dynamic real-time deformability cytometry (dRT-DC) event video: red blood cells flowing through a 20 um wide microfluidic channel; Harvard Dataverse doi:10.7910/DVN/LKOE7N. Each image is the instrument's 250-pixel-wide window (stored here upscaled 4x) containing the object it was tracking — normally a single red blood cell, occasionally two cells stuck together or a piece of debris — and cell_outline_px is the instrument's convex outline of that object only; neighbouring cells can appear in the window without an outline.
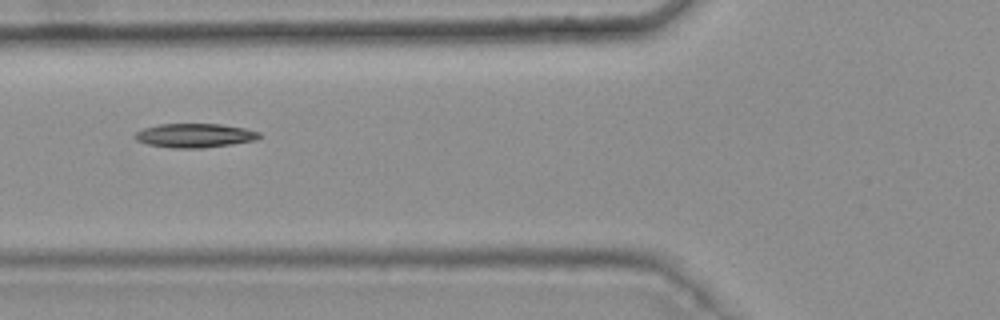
{"species": "common noctule bat (a hibernating species)", "species_latin": "Nyctalus noctula", "temperature_condition": "warm", "stored_images_in_passage": 7, "camera_frame_rate_fps": 3000, "um_per_image_px": 0.085, "animal": {"sex": "female", "body_mass_g": 25.1}, "frame": {"image": 1, "passage_image": 4, "time_ms": 1.0, "image_size_px": [1000, 320], "cell_outline_px": [[260, 136], [256, 140], [232, 144], [200, 148], [172, 148], [148, 144], [136, 140], [136, 132], [144, 128], [160, 124], [220, 124], [244, 128], [260, 132]], "centroid_in_image_um": [16.57, 11.52], "position_along_channel_um": 109.2, "area_um2": 17.22}}
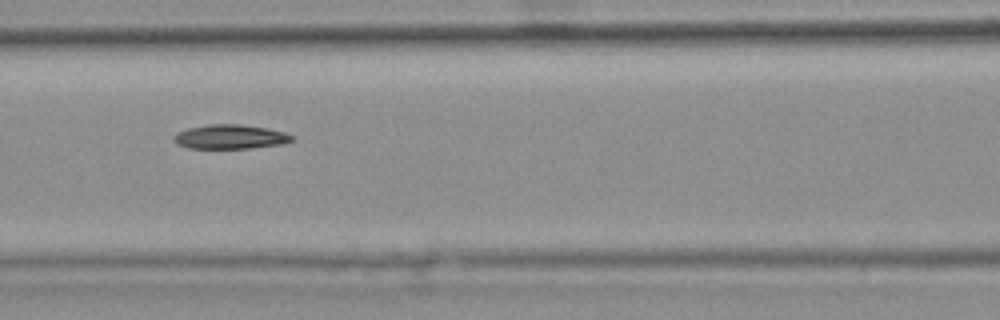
{"frame": {"image": 2, "passage_image": 5, "time_ms": 1.333, "image_size_px": [1000, 320], "cell_outline_px": [[292, 140], [280, 144], [252, 148], [188, 148], [176, 144], [172, 140], [172, 136], [176, 132], [188, 128], [208, 124], [240, 124], [268, 128], [284, 132], [292, 136]], "centroid_in_image_um": [19.49, 11.62], "position_along_channel_um": 147.1, "area_um2": 16.76}}